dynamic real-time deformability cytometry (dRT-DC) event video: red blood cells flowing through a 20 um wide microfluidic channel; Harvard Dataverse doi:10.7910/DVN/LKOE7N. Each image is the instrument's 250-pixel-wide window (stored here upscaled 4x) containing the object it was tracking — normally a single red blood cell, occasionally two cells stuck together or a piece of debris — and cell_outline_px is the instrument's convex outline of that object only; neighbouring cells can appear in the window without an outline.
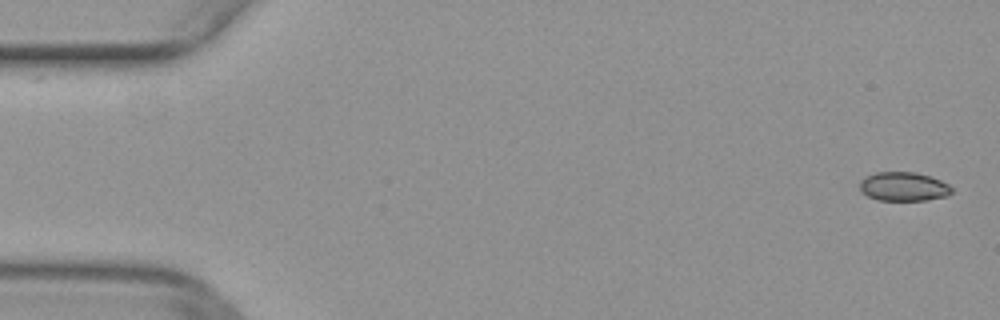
{"species": "common noctule bat (a hibernating species)", "species_latin": "Nyctalus noctula", "temperature_condition": "warm", "stored_images_in_passage": 50, "camera_frame_rate_fps": 3000, "um_per_image_px": 0.085, "animal": {"sex": "female", "body_mass_g": 29.2, "forearm_length_mm": 56.3}, "frame": {"image": 1, "passage_image": 1, "time_ms": 0.0, "image_size_px": [1000, 320], "cell_outline_px": [[952, 192], [948, 196], [928, 200], [880, 200], [868, 196], [860, 192], [860, 180], [876, 172], [916, 172], [940, 180], [948, 184], [952, 188]], "centroid_in_image_um": [76.81, 15.86], "position_along_channel_um": 8.2, "area_um2": 15.49}}
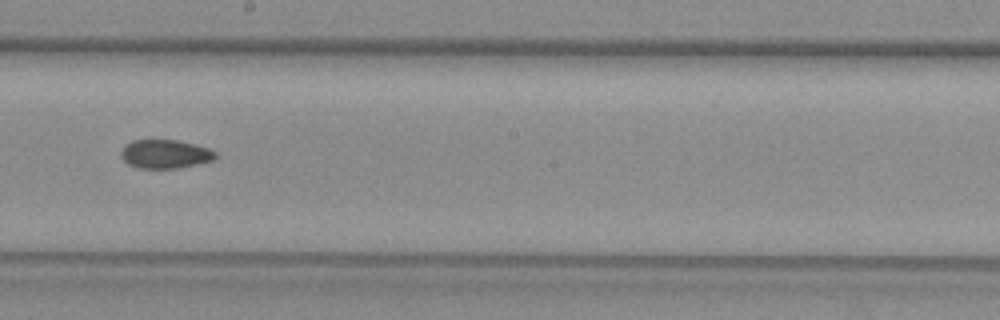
{"frame": {"image": 2, "passage_image": 28, "time_ms": 9.0, "image_size_px": [1000, 320], "cell_outline_px": [[216, 156], [212, 160], [180, 168], [140, 168], [128, 164], [120, 156], [120, 152], [124, 144], [132, 140], [176, 140], [208, 148], [216, 152]], "centroid_in_image_um": [13.99, 13.09], "position_along_channel_um": 234.2, "area_um2": 15.72}}
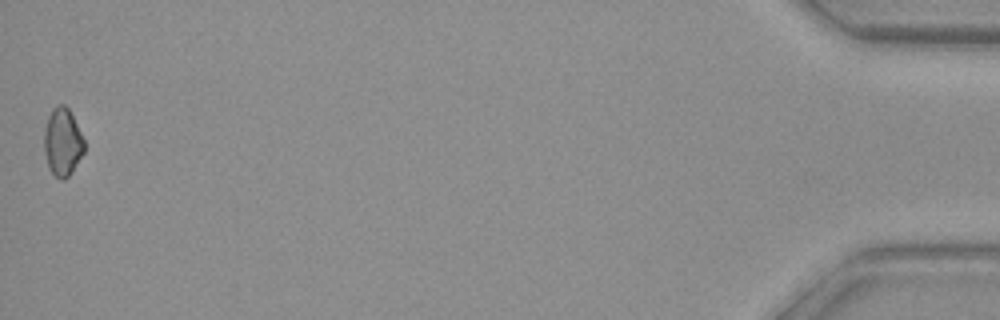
{"frame": {"image": 3, "passage_image": 50, "time_ms": 16.333, "image_size_px": [1000, 320], "cell_outline_px": [[84, 152], [72, 172], [64, 180], [60, 180], [48, 168], [44, 152], [44, 128], [48, 116], [52, 108], [56, 104], [64, 104], [68, 108], [84, 140]], "centroid_in_image_um": [5.29, 12.08], "position_along_channel_um": 429.9, "area_um2": 15.9}}